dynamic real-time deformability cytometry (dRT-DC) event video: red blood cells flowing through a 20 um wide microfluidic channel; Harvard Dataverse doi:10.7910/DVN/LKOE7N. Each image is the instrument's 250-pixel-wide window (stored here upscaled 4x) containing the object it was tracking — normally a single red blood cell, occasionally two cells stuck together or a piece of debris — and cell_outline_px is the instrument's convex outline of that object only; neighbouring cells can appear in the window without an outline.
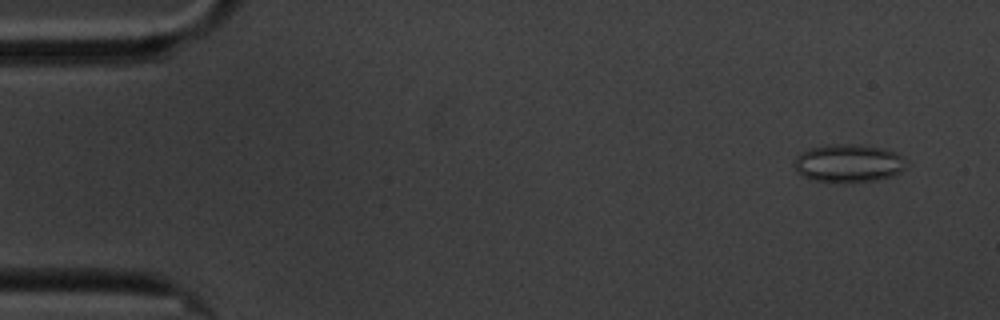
{"species": "common noctule bat (a hibernating species)", "species_latin": "Nyctalus noctula", "temperature_condition": "cold", "stored_images_in_passage": 57, "camera_frame_rate_fps": 3000, "um_per_image_px": 0.085, "animal": {"sex": "male", "body_mass_g": 20.1, "forearm_length_mm": 53.5}, "frame": {"image": 1, "passage_image": 4, "time_ms": 1.0, "image_size_px": [1000, 320], "cell_outline_px": [[908, 164], [904, 168], [892, 176], [876, 180], [844, 184], [812, 180], [804, 176], [792, 164], [796, 156], [808, 148], [828, 144], [860, 144], [884, 148], [900, 156]], "centroid_in_image_um": [72.09, 13.88], "position_along_channel_um": 12.9, "area_um2": 25.14}}
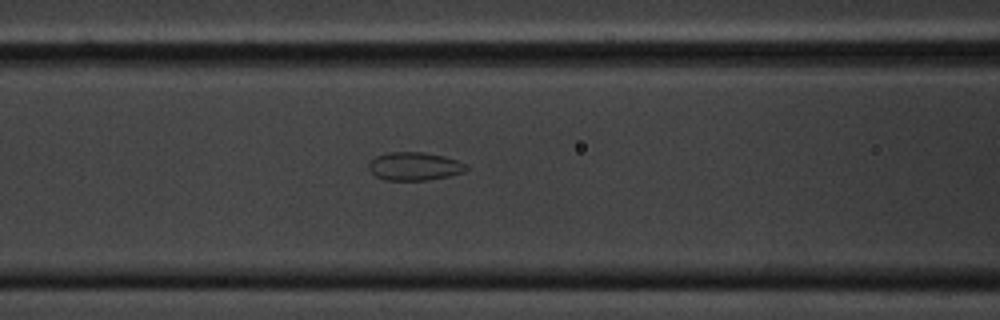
{"frame": {"image": 2, "passage_image": 24, "time_ms": 7.667, "image_size_px": [1000, 320], "cell_outline_px": [[468, 168], [464, 172], [448, 176], [424, 180], [384, 180], [376, 176], [368, 168], [368, 164], [376, 156], [388, 152], [424, 152], [444, 156], [468, 164]], "centroid_in_image_um": [35.24, 14.13], "position_along_channel_um": 131.4, "area_um2": 16.01}}
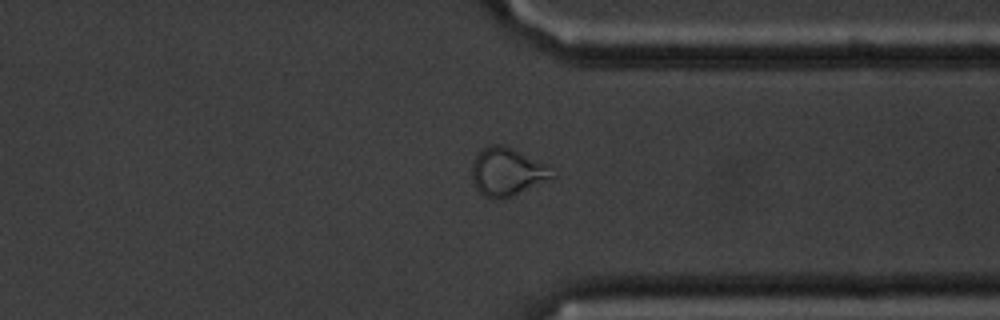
{"frame": {"image": 3, "passage_image": 45, "time_ms": 14.667, "image_size_px": [1000, 320], "cell_outline_px": [[556, 176], [512, 196], [496, 200], [484, 196], [476, 188], [472, 180], [472, 164], [476, 156], [488, 144], [500, 144], [544, 164]], "centroid_in_image_um": [43.04, 14.63], "position_along_channel_um": 368.4, "area_um2": 21.79}}